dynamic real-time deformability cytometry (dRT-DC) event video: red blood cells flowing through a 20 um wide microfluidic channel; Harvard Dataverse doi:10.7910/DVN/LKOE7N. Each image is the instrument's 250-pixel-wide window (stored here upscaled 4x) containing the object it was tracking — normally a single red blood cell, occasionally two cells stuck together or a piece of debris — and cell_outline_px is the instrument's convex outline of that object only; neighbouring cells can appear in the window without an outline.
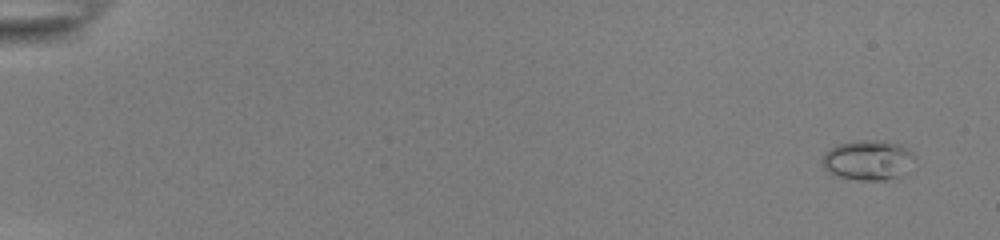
{"species": "common noctule bat (a hibernating species)", "species_latin": "Nyctalus noctula", "temperature_condition": "room temperature", "stored_images_in_passage": 52, "camera_frame_rate_fps": 3000, "um_per_image_px": 0.085, "animal": {"sex": "female", "body_mass_g": 22.0, "forearm_length_mm": 56.7}, "frame": {"image": 1, "passage_image": 1, "time_ms": 0.0, "image_size_px": [1000, 240], "cell_outline_px": [[912, 156], [900, 176], [884, 180], [860, 180], [840, 176], [828, 172], [824, 168], [824, 152], [836, 144], [856, 140], [884, 140], [896, 144], [912, 152]], "centroid_in_image_um": [73.69, 13.59], "position_along_channel_um": 11.3, "area_um2": 20.81}}
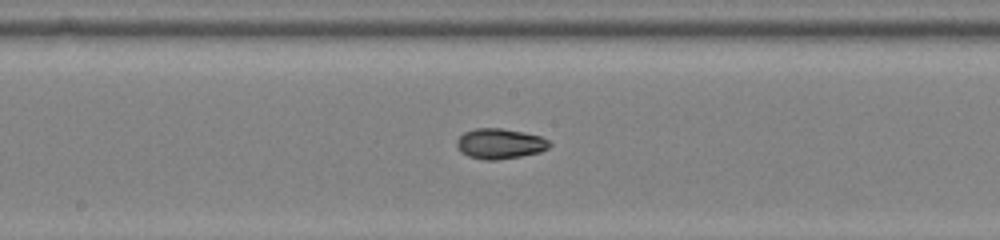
{"frame": {"image": 2, "passage_image": 29, "time_ms": 9.333, "image_size_px": [1000, 240], "cell_outline_px": [[552, 144], [548, 148], [540, 152], [520, 156], [496, 160], [484, 160], [468, 156], [460, 152], [456, 144], [456, 140], [464, 132], [476, 128], [500, 128], [524, 132], [540, 136], [548, 140]], "centroid_in_image_um": [42.48, 12.21], "position_along_channel_um": 205.7, "area_um2": 16.42}}
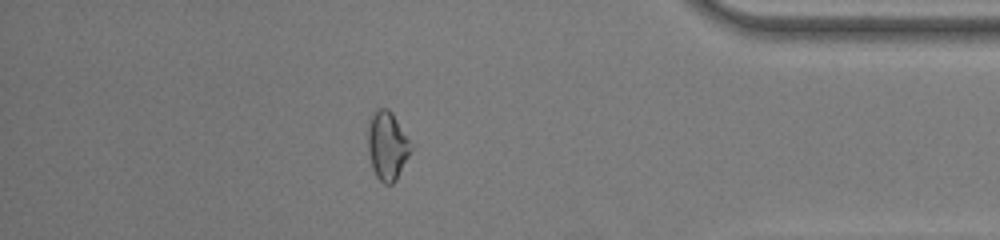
{"frame": {"image": 3, "passage_image": 46, "time_ms": 15.0, "image_size_px": [1000, 240], "cell_outline_px": [[412, 148], [396, 180], [392, 184], [384, 184], [376, 176], [372, 168], [368, 152], [368, 120], [376, 108], [388, 108], [392, 112], [408, 140]], "centroid_in_image_um": [32.88, 12.37], "position_along_channel_um": 402.3, "area_um2": 16.99}, "authors_computed_cell_mechanics": {"area_um2": 16.4152, "velocity_mm_per_s": 3.9045, "shape_relaxation_time_tau1_ms": 11.1015, "shape_relaxation_time_tau2_ms": 2.0567, "deformation_change_tau1": 0.2156, "deformation_change_tau2": 0.0573}}